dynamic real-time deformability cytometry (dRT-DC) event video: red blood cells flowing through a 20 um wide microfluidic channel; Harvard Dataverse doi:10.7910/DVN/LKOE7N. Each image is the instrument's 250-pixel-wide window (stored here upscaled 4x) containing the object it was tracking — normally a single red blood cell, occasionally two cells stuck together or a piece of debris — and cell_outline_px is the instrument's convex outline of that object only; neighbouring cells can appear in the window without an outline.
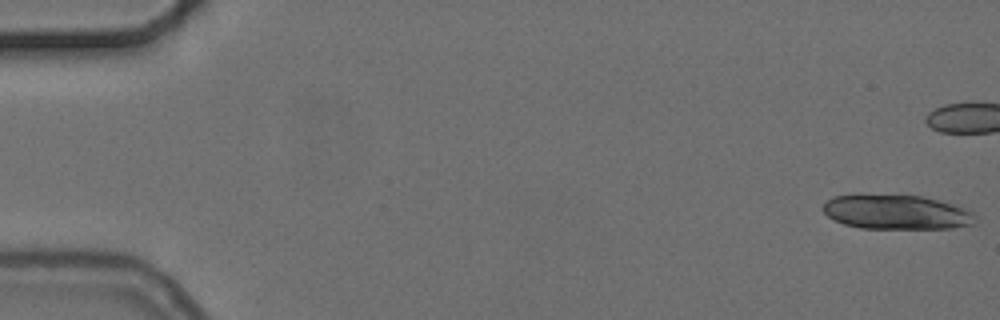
{"species": "common noctule bat (a hibernating species)", "species_latin": "Nyctalus noctula", "temperature_condition": "cold", "stored_images_in_passage": 8, "camera_frame_rate_fps": 3000, "um_per_image_px": 0.085, "animal": {"sex": "female", "body_mass_g": 24.6, "forearm_length_mm": 56.2}, "frame": {"image": 1, "passage_image": 1, "time_ms": 0.0, "image_size_px": [1000, 320], "cell_outline_px": [[976, 216], [972, 224], [952, 228], [860, 228], [844, 224], [828, 216], [824, 212], [824, 204], [828, 200], [836, 196], [924, 196], [940, 200], [968, 208]], "centroid_in_image_um": [76.28, 18.04], "position_along_channel_um": 8.7, "area_um2": 30.0}}